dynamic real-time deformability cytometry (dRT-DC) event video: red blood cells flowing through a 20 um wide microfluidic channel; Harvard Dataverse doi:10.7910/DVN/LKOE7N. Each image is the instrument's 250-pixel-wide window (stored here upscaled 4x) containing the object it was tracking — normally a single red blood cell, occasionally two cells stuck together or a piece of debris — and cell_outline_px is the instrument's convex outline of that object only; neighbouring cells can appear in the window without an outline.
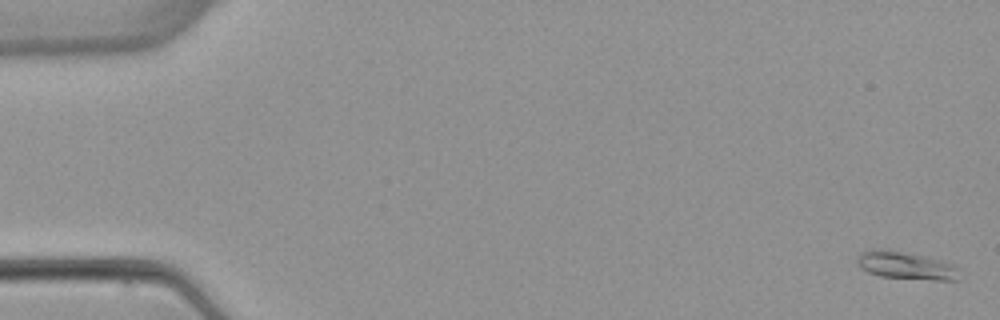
{"species": "common noctule bat (a hibernating species)", "species_latin": "Nyctalus noctula", "temperature_condition": "warm", "stored_images_in_passage": 6, "camera_frame_rate_fps": 3000, "um_per_image_px": 0.085, "animal": {"sex": "female", "body_mass_g": 22.7, "forearm_length_mm": 54.2}, "frame": {"image": 1, "passage_image": 1, "time_ms": 0.0, "image_size_px": [1000, 320], "cell_outline_px": [[960, 280], [936, 280], [880, 276], [868, 272], [860, 268], [856, 264], [856, 260], [860, 252], [872, 248], [888, 248], [924, 256], [956, 264], [960, 268]], "centroid_in_image_um": [77.01, 22.55], "position_along_channel_um": 8.0, "area_um2": 16.99}}
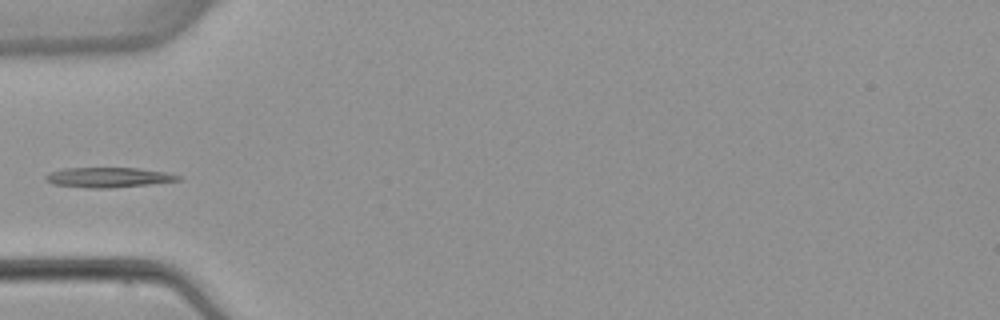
{"frame": {"image": 2, "passage_image": 5, "time_ms": 5.667, "image_size_px": [1000, 320], "cell_outline_px": [[180, 180], [148, 184], [108, 188], [92, 188], [52, 184], [44, 180], [44, 176], [48, 172], [64, 168], [136, 168], [164, 172], [180, 176]], "centroid_in_image_um": [9.11, 15.07], "position_along_channel_um": 75.9, "area_um2": 15.26}}
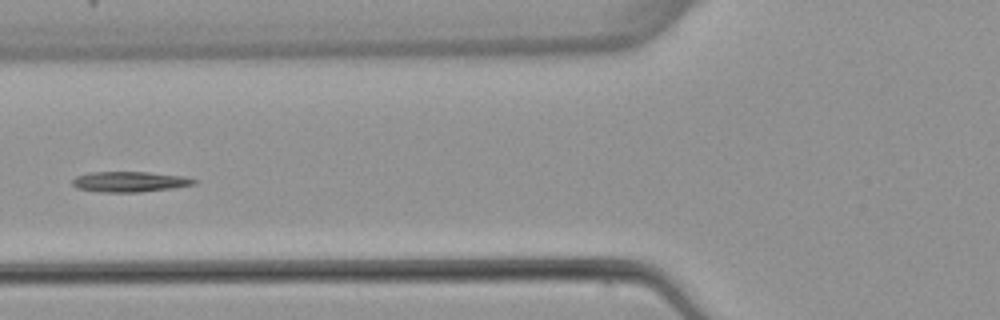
{"frame": {"image": 3, "passage_image": 6, "time_ms": 6.667, "image_size_px": [1000, 320], "cell_outline_px": [[200, 180], [196, 184], [172, 188], [140, 192], [100, 192], [76, 188], [72, 184], [72, 180], [76, 176], [88, 172], [148, 172], [184, 176]], "centroid_in_image_um": [11.04, 15.44], "position_along_channel_um": 114.8, "area_um2": 14.62}}